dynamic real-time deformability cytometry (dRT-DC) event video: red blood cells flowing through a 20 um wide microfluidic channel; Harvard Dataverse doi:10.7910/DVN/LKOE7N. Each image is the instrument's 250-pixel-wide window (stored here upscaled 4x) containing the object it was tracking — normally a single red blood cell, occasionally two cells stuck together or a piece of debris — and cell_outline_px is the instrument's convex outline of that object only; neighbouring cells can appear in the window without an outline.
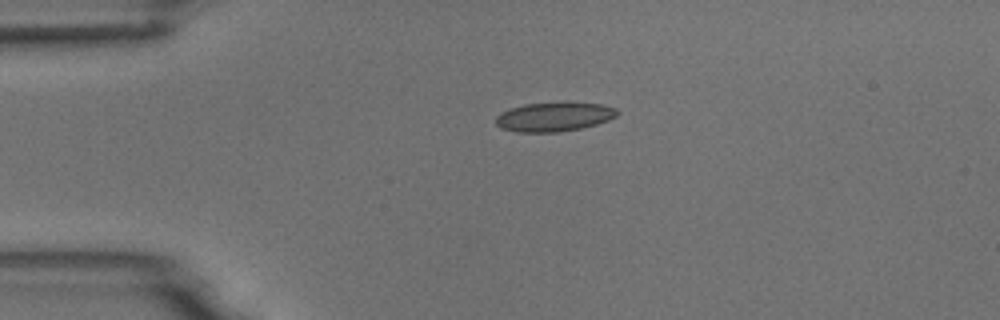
{"species": "common noctule bat (a hibernating species)", "species_latin": "Nyctalus noctula", "temperature_condition": "room temperature", "stored_images_in_passage": 2, "camera_frame_rate_fps": 3000, "um_per_image_px": 0.085, "animal": {"sex": "male", "body_mass_g": 18.8}, "frame": {"image": 1, "passage_image": 1, "time_ms": 0.0, "image_size_px": [1000, 320], "cell_outline_px": [[620, 112], [616, 116], [608, 120], [596, 124], [580, 128], [560, 132], [516, 132], [500, 128], [496, 124], [496, 116], [500, 112], [508, 108], [524, 104], [564, 100], [600, 104], [616, 108]], "centroid_in_image_um": [47.08, 9.89], "position_along_channel_um": 37.9, "area_um2": 21.33}}